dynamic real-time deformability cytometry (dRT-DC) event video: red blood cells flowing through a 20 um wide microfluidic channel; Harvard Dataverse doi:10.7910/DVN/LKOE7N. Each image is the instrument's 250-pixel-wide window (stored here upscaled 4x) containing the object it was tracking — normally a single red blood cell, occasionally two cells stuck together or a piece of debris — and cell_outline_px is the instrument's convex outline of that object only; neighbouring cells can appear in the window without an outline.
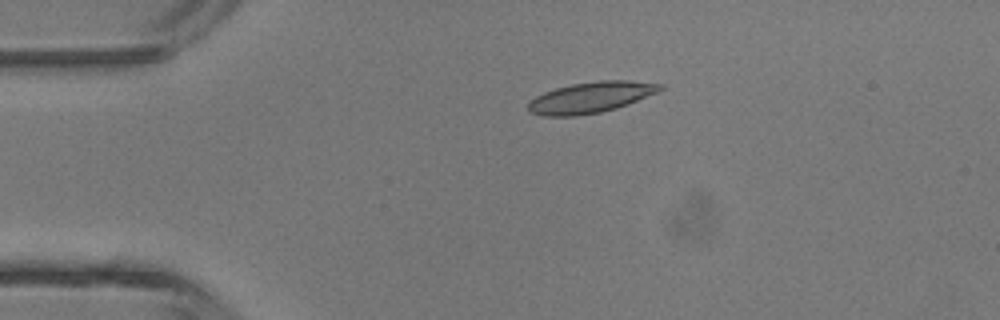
{"species": "common noctule bat (a hibernating species)", "species_latin": "Nyctalus noctula", "temperature_condition": "room temperature", "stored_images_in_passage": 2, "camera_frame_rate_fps": 3000, "um_per_image_px": 0.085, "animal": {"sex": "male", "body_mass_g": 13.3}, "frame": {"image": 1, "passage_image": 1, "time_ms": 0.0, "image_size_px": [1000, 320], "cell_outline_px": [[664, 88], [660, 92], [628, 104], [616, 108], [600, 112], [576, 116], [544, 116], [528, 112], [528, 100], [544, 92], [556, 88], [572, 84], [600, 80], [628, 80], [664, 84]], "centroid_in_image_um": [50.23, 8.27], "position_along_channel_um": 34.8, "area_um2": 23.99}}